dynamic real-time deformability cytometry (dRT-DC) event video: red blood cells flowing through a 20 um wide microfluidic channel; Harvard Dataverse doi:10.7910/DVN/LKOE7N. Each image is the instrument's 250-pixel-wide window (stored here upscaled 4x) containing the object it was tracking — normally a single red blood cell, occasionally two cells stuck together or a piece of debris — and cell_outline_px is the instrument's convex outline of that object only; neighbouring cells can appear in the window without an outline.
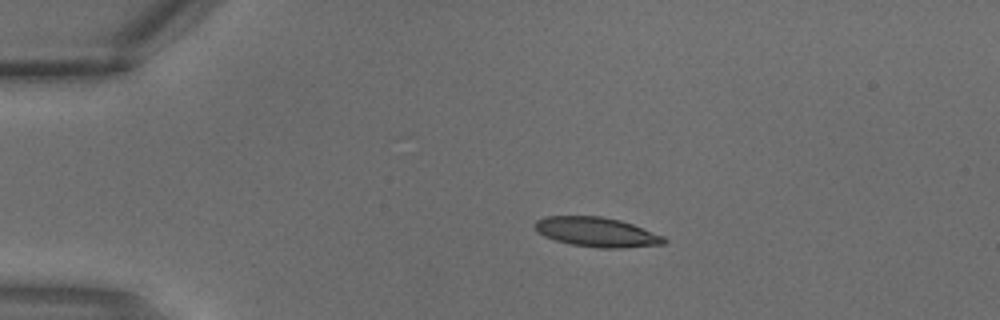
{"species": "common noctule bat (a hibernating species)", "species_latin": "Nyctalus noctula", "temperature_condition": "warm", "stored_images_in_passage": 2, "camera_frame_rate_fps": 3000, "um_per_image_px": 0.085, "animal": {"sex": "male", "body_mass_g": 18.8}, "frame": {"image": 1, "passage_image": 1, "time_ms": 0.0, "image_size_px": [1000, 320], "cell_outline_px": [[668, 240], [664, 244], [624, 248], [600, 248], [572, 244], [556, 240], [544, 236], [536, 232], [532, 224], [536, 220], [544, 216], [600, 216], [620, 220], [632, 224], [664, 236]], "centroid_in_image_um": [50.69, 19.72], "position_along_channel_um": 34.3, "area_um2": 22.37}}
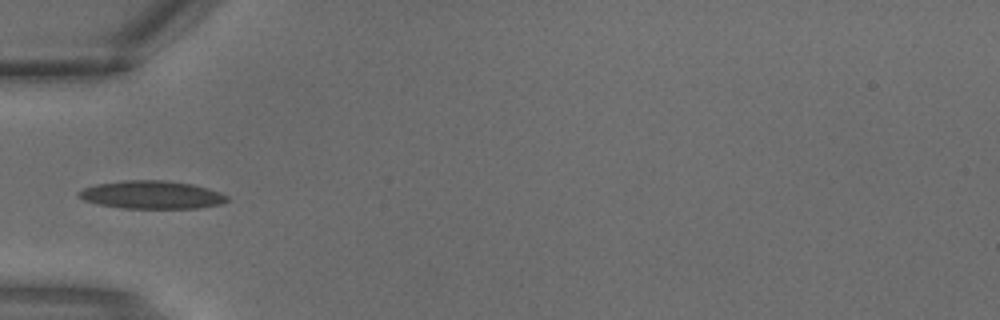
{"frame": {"image": 2, "passage_image": 2, "time_ms": 0.333, "image_size_px": [1000, 320], "cell_outline_px": [[228, 200], [220, 204], [200, 208], [120, 208], [100, 204], [84, 200], [76, 196], [76, 192], [84, 188], [96, 184], [124, 180], [164, 180], [192, 184], [208, 188], [220, 192], [228, 196]], "centroid_in_image_um": [12.88, 16.55], "position_along_channel_um": 72.1, "area_um2": 24.28}}